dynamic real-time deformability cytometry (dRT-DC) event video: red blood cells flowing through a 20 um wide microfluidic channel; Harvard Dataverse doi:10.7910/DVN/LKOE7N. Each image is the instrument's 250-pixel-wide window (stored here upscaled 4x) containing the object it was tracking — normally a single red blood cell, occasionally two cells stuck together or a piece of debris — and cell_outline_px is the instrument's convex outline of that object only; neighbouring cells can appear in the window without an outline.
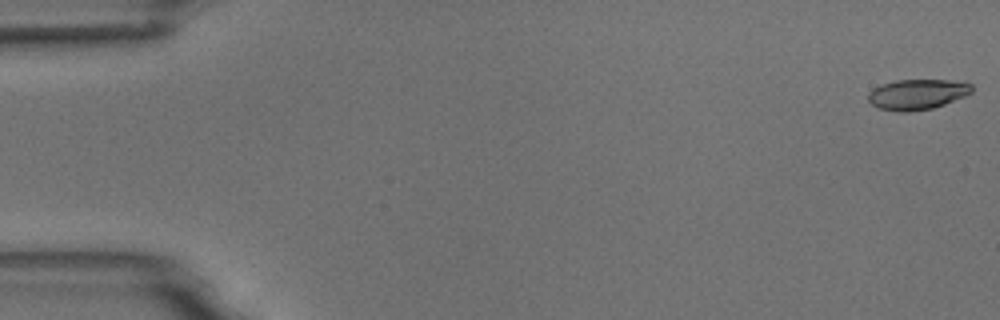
{"species": "common noctule bat (a hibernating species)", "species_latin": "Nyctalus noctula", "temperature_condition": "room temperature", "stored_images_in_passage": 6, "camera_frame_rate_fps": 3000, "um_per_image_px": 0.085, "animal": {"sex": "male", "body_mass_g": 18.8}, "frame": {"image": 1, "passage_image": 1, "time_ms": 0.0, "image_size_px": [1000, 320], "cell_outline_px": [[972, 92], [964, 96], [944, 104], [932, 108], [908, 112], [900, 112], [880, 108], [872, 104], [868, 100], [868, 92], [884, 84], [896, 80], [948, 80], [972, 84]], "centroid_in_image_um": [77.96, 8.02], "position_along_channel_um": 7.0, "area_um2": 18.03}}
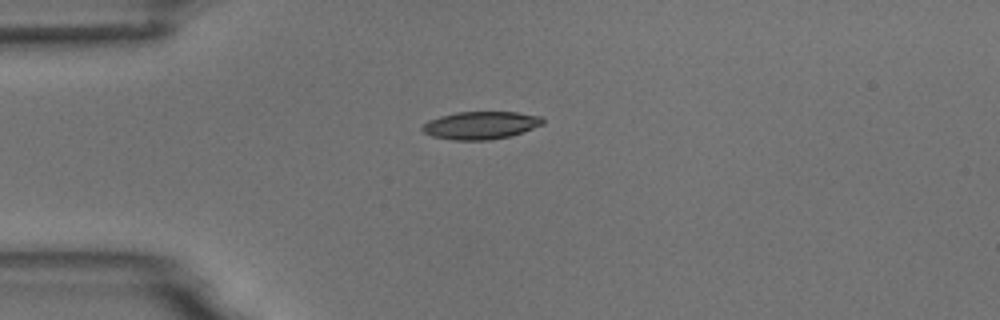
{"frame": {"image": 2, "passage_image": 4, "time_ms": 4.333, "image_size_px": [1000, 320], "cell_outline_px": [[544, 124], [508, 136], [488, 140], [452, 140], [432, 136], [424, 132], [420, 128], [428, 120], [440, 116], [456, 112], [516, 112], [540, 116], [544, 120]], "centroid_in_image_um": [40.82, 10.64], "position_along_channel_um": 44.2, "area_um2": 19.31}}